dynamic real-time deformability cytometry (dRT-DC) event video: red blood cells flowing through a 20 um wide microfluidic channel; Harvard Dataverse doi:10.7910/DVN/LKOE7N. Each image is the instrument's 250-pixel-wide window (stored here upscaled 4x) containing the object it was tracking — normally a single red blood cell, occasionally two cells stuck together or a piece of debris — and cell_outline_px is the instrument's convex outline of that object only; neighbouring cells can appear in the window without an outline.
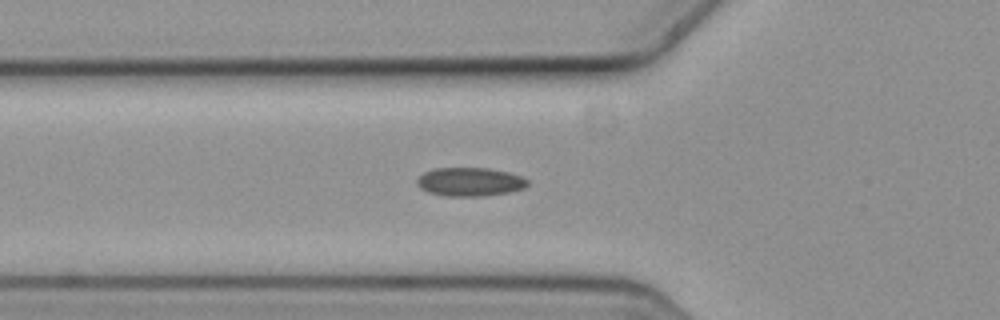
{"species": "common noctule bat (a hibernating species)", "species_latin": "Nyctalus noctula", "temperature_condition": "cold", "stored_images_in_passage": 5, "camera_frame_rate_fps": 3000, "um_per_image_px": 0.085, "animal": {"sex": "female", "body_mass_g": 19.3, "forearm_length_mm": 54.1}, "frame": {"image": 1, "passage_image": 5, "time_ms": 1.333, "image_size_px": [1000, 320], "cell_outline_px": [[528, 184], [524, 188], [508, 192], [484, 196], [444, 196], [428, 192], [420, 188], [416, 184], [416, 180], [424, 172], [436, 168], [488, 168], [508, 172], [524, 176], [528, 180]], "centroid_in_image_um": [39.94, 15.45], "position_along_channel_um": 85.9, "area_um2": 18.55}}